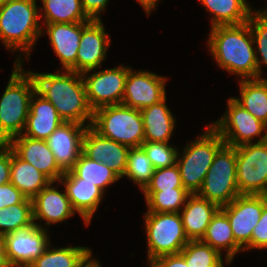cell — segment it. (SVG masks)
<instances>
[{
	"label": "cell",
	"instance_id": "11",
	"mask_svg": "<svg viewBox=\"0 0 267 267\" xmlns=\"http://www.w3.org/2000/svg\"><path fill=\"white\" fill-rule=\"evenodd\" d=\"M129 67L120 66L87 75L82 73L87 99L94 110L122 103ZM87 75V77H86Z\"/></svg>",
	"mask_w": 267,
	"mask_h": 267
},
{
	"label": "cell",
	"instance_id": "47",
	"mask_svg": "<svg viewBox=\"0 0 267 267\" xmlns=\"http://www.w3.org/2000/svg\"><path fill=\"white\" fill-rule=\"evenodd\" d=\"M260 11L261 10L257 11L256 13L267 15V8H266V10L264 9L263 11H261V12Z\"/></svg>",
	"mask_w": 267,
	"mask_h": 267
},
{
	"label": "cell",
	"instance_id": "37",
	"mask_svg": "<svg viewBox=\"0 0 267 267\" xmlns=\"http://www.w3.org/2000/svg\"><path fill=\"white\" fill-rule=\"evenodd\" d=\"M141 147L146 152L155 170L176 164L178 151L176 148L171 147L168 142L144 141Z\"/></svg>",
	"mask_w": 267,
	"mask_h": 267
},
{
	"label": "cell",
	"instance_id": "5",
	"mask_svg": "<svg viewBox=\"0 0 267 267\" xmlns=\"http://www.w3.org/2000/svg\"><path fill=\"white\" fill-rule=\"evenodd\" d=\"M91 127L100 135L130 148L141 147L144 142L141 111L123 104L94 110Z\"/></svg>",
	"mask_w": 267,
	"mask_h": 267
},
{
	"label": "cell",
	"instance_id": "36",
	"mask_svg": "<svg viewBox=\"0 0 267 267\" xmlns=\"http://www.w3.org/2000/svg\"><path fill=\"white\" fill-rule=\"evenodd\" d=\"M248 20V24L251 30L254 44L257 46L255 50L256 61L258 65V78H261V67L262 64L267 66V15L259 14L253 11ZM261 55L259 60L258 53Z\"/></svg>",
	"mask_w": 267,
	"mask_h": 267
},
{
	"label": "cell",
	"instance_id": "35",
	"mask_svg": "<svg viewBox=\"0 0 267 267\" xmlns=\"http://www.w3.org/2000/svg\"><path fill=\"white\" fill-rule=\"evenodd\" d=\"M154 171L155 169L142 147L130 148L124 176L139 184L143 190L150 182Z\"/></svg>",
	"mask_w": 267,
	"mask_h": 267
},
{
	"label": "cell",
	"instance_id": "45",
	"mask_svg": "<svg viewBox=\"0 0 267 267\" xmlns=\"http://www.w3.org/2000/svg\"><path fill=\"white\" fill-rule=\"evenodd\" d=\"M141 6L144 8V11L149 15L151 10H154L156 7L157 1L159 0H137Z\"/></svg>",
	"mask_w": 267,
	"mask_h": 267
},
{
	"label": "cell",
	"instance_id": "42",
	"mask_svg": "<svg viewBox=\"0 0 267 267\" xmlns=\"http://www.w3.org/2000/svg\"><path fill=\"white\" fill-rule=\"evenodd\" d=\"M149 265L150 267H188L185 258L180 253L157 257Z\"/></svg>",
	"mask_w": 267,
	"mask_h": 267
},
{
	"label": "cell",
	"instance_id": "48",
	"mask_svg": "<svg viewBox=\"0 0 267 267\" xmlns=\"http://www.w3.org/2000/svg\"><path fill=\"white\" fill-rule=\"evenodd\" d=\"M9 1H11V0H0V4L6 3V2H9Z\"/></svg>",
	"mask_w": 267,
	"mask_h": 267
},
{
	"label": "cell",
	"instance_id": "25",
	"mask_svg": "<svg viewBox=\"0 0 267 267\" xmlns=\"http://www.w3.org/2000/svg\"><path fill=\"white\" fill-rule=\"evenodd\" d=\"M10 183L33 199L51 180L30 163L22 160L11 148Z\"/></svg>",
	"mask_w": 267,
	"mask_h": 267
},
{
	"label": "cell",
	"instance_id": "23",
	"mask_svg": "<svg viewBox=\"0 0 267 267\" xmlns=\"http://www.w3.org/2000/svg\"><path fill=\"white\" fill-rule=\"evenodd\" d=\"M220 207L197 194H191L182 208L181 218L189 241L201 240Z\"/></svg>",
	"mask_w": 267,
	"mask_h": 267
},
{
	"label": "cell",
	"instance_id": "17",
	"mask_svg": "<svg viewBox=\"0 0 267 267\" xmlns=\"http://www.w3.org/2000/svg\"><path fill=\"white\" fill-rule=\"evenodd\" d=\"M110 45L101 20H91L83 29L77 54V73L89 74L100 67Z\"/></svg>",
	"mask_w": 267,
	"mask_h": 267
},
{
	"label": "cell",
	"instance_id": "14",
	"mask_svg": "<svg viewBox=\"0 0 267 267\" xmlns=\"http://www.w3.org/2000/svg\"><path fill=\"white\" fill-rule=\"evenodd\" d=\"M166 78L152 72H135L131 68L125 81L123 105L142 110L166 97Z\"/></svg>",
	"mask_w": 267,
	"mask_h": 267
},
{
	"label": "cell",
	"instance_id": "4",
	"mask_svg": "<svg viewBox=\"0 0 267 267\" xmlns=\"http://www.w3.org/2000/svg\"><path fill=\"white\" fill-rule=\"evenodd\" d=\"M36 0H11L0 4V39L11 51L27 56L43 33Z\"/></svg>",
	"mask_w": 267,
	"mask_h": 267
},
{
	"label": "cell",
	"instance_id": "26",
	"mask_svg": "<svg viewBox=\"0 0 267 267\" xmlns=\"http://www.w3.org/2000/svg\"><path fill=\"white\" fill-rule=\"evenodd\" d=\"M212 248L220 253L223 249L227 250L225 255V263H232L236 253L243 251V248L235 241L230 221L227 215L219 209L212 217L207 227L204 237L201 239Z\"/></svg>",
	"mask_w": 267,
	"mask_h": 267
},
{
	"label": "cell",
	"instance_id": "10",
	"mask_svg": "<svg viewBox=\"0 0 267 267\" xmlns=\"http://www.w3.org/2000/svg\"><path fill=\"white\" fill-rule=\"evenodd\" d=\"M224 116L210 126L222 137L226 145L237 147L252 143V139L267 132V125L255 118L233 97L228 99Z\"/></svg>",
	"mask_w": 267,
	"mask_h": 267
},
{
	"label": "cell",
	"instance_id": "8",
	"mask_svg": "<svg viewBox=\"0 0 267 267\" xmlns=\"http://www.w3.org/2000/svg\"><path fill=\"white\" fill-rule=\"evenodd\" d=\"M144 216L149 263L163 255L179 254L189 242L180 213L146 212Z\"/></svg>",
	"mask_w": 267,
	"mask_h": 267
},
{
	"label": "cell",
	"instance_id": "34",
	"mask_svg": "<svg viewBox=\"0 0 267 267\" xmlns=\"http://www.w3.org/2000/svg\"><path fill=\"white\" fill-rule=\"evenodd\" d=\"M180 254L188 267H223L222 254L202 240L189 241Z\"/></svg>",
	"mask_w": 267,
	"mask_h": 267
},
{
	"label": "cell",
	"instance_id": "21",
	"mask_svg": "<svg viewBox=\"0 0 267 267\" xmlns=\"http://www.w3.org/2000/svg\"><path fill=\"white\" fill-rule=\"evenodd\" d=\"M54 182H50L45 186L33 199V221L45 220L46 226L51 223H59L67 218L73 216L76 211L73 209L71 202L66 195V191L63 193L52 187Z\"/></svg>",
	"mask_w": 267,
	"mask_h": 267
},
{
	"label": "cell",
	"instance_id": "22",
	"mask_svg": "<svg viewBox=\"0 0 267 267\" xmlns=\"http://www.w3.org/2000/svg\"><path fill=\"white\" fill-rule=\"evenodd\" d=\"M63 122L51 102L35 91L30 99L25 133L22 135L36 140H46Z\"/></svg>",
	"mask_w": 267,
	"mask_h": 267
},
{
	"label": "cell",
	"instance_id": "43",
	"mask_svg": "<svg viewBox=\"0 0 267 267\" xmlns=\"http://www.w3.org/2000/svg\"><path fill=\"white\" fill-rule=\"evenodd\" d=\"M108 0H81L86 15L91 20H101L99 17L102 10H105Z\"/></svg>",
	"mask_w": 267,
	"mask_h": 267
},
{
	"label": "cell",
	"instance_id": "41",
	"mask_svg": "<svg viewBox=\"0 0 267 267\" xmlns=\"http://www.w3.org/2000/svg\"><path fill=\"white\" fill-rule=\"evenodd\" d=\"M11 147L7 143L0 144V186L10 182Z\"/></svg>",
	"mask_w": 267,
	"mask_h": 267
},
{
	"label": "cell",
	"instance_id": "13",
	"mask_svg": "<svg viewBox=\"0 0 267 267\" xmlns=\"http://www.w3.org/2000/svg\"><path fill=\"white\" fill-rule=\"evenodd\" d=\"M264 205L265 195H239L229 204L220 207L230 221L235 241L242 248L251 241Z\"/></svg>",
	"mask_w": 267,
	"mask_h": 267
},
{
	"label": "cell",
	"instance_id": "2",
	"mask_svg": "<svg viewBox=\"0 0 267 267\" xmlns=\"http://www.w3.org/2000/svg\"><path fill=\"white\" fill-rule=\"evenodd\" d=\"M208 44L220 68L237 74L242 80L258 78L254 41L248 22L212 27Z\"/></svg>",
	"mask_w": 267,
	"mask_h": 267
},
{
	"label": "cell",
	"instance_id": "28",
	"mask_svg": "<svg viewBox=\"0 0 267 267\" xmlns=\"http://www.w3.org/2000/svg\"><path fill=\"white\" fill-rule=\"evenodd\" d=\"M239 85L241 98L233 99L267 125V82L264 78L241 79Z\"/></svg>",
	"mask_w": 267,
	"mask_h": 267
},
{
	"label": "cell",
	"instance_id": "3",
	"mask_svg": "<svg viewBox=\"0 0 267 267\" xmlns=\"http://www.w3.org/2000/svg\"><path fill=\"white\" fill-rule=\"evenodd\" d=\"M22 58L15 61L7 87L0 99V144L8 143L24 131L30 99L36 91L32 74L22 69Z\"/></svg>",
	"mask_w": 267,
	"mask_h": 267
},
{
	"label": "cell",
	"instance_id": "38",
	"mask_svg": "<svg viewBox=\"0 0 267 267\" xmlns=\"http://www.w3.org/2000/svg\"><path fill=\"white\" fill-rule=\"evenodd\" d=\"M173 188H184L181 182L180 171L177 164L156 169L150 182L142 190L143 192H157L172 190Z\"/></svg>",
	"mask_w": 267,
	"mask_h": 267
},
{
	"label": "cell",
	"instance_id": "12",
	"mask_svg": "<svg viewBox=\"0 0 267 267\" xmlns=\"http://www.w3.org/2000/svg\"><path fill=\"white\" fill-rule=\"evenodd\" d=\"M46 228L33 223L4 236L7 257L14 267H28L50 246Z\"/></svg>",
	"mask_w": 267,
	"mask_h": 267
},
{
	"label": "cell",
	"instance_id": "49",
	"mask_svg": "<svg viewBox=\"0 0 267 267\" xmlns=\"http://www.w3.org/2000/svg\"><path fill=\"white\" fill-rule=\"evenodd\" d=\"M0 267H14L12 265H0Z\"/></svg>",
	"mask_w": 267,
	"mask_h": 267
},
{
	"label": "cell",
	"instance_id": "1",
	"mask_svg": "<svg viewBox=\"0 0 267 267\" xmlns=\"http://www.w3.org/2000/svg\"><path fill=\"white\" fill-rule=\"evenodd\" d=\"M36 92L51 102L64 122L91 126L93 109L90 107L85 84L80 73L66 70L65 73H34Z\"/></svg>",
	"mask_w": 267,
	"mask_h": 267
},
{
	"label": "cell",
	"instance_id": "39",
	"mask_svg": "<svg viewBox=\"0 0 267 267\" xmlns=\"http://www.w3.org/2000/svg\"><path fill=\"white\" fill-rule=\"evenodd\" d=\"M267 249V195H265V205L261 218L253 229L251 241L243 248L250 249Z\"/></svg>",
	"mask_w": 267,
	"mask_h": 267
},
{
	"label": "cell",
	"instance_id": "15",
	"mask_svg": "<svg viewBox=\"0 0 267 267\" xmlns=\"http://www.w3.org/2000/svg\"><path fill=\"white\" fill-rule=\"evenodd\" d=\"M87 126L88 121L86 125L63 122L46 139L58 167L64 173L74 168L82 153V139Z\"/></svg>",
	"mask_w": 267,
	"mask_h": 267
},
{
	"label": "cell",
	"instance_id": "6",
	"mask_svg": "<svg viewBox=\"0 0 267 267\" xmlns=\"http://www.w3.org/2000/svg\"><path fill=\"white\" fill-rule=\"evenodd\" d=\"M198 139L187 144L182 157L177 153L176 164L180 171L183 187L190 194L201 189L217 151L225 144L222 137L210 125ZM180 157V158H179Z\"/></svg>",
	"mask_w": 267,
	"mask_h": 267
},
{
	"label": "cell",
	"instance_id": "30",
	"mask_svg": "<svg viewBox=\"0 0 267 267\" xmlns=\"http://www.w3.org/2000/svg\"><path fill=\"white\" fill-rule=\"evenodd\" d=\"M89 247H65L49 249L28 267H81L92 256Z\"/></svg>",
	"mask_w": 267,
	"mask_h": 267
},
{
	"label": "cell",
	"instance_id": "31",
	"mask_svg": "<svg viewBox=\"0 0 267 267\" xmlns=\"http://www.w3.org/2000/svg\"><path fill=\"white\" fill-rule=\"evenodd\" d=\"M83 182H89L99 187L103 192L107 186L116 182L120 177L107 165L94 161L80 154L78 161L71 170Z\"/></svg>",
	"mask_w": 267,
	"mask_h": 267
},
{
	"label": "cell",
	"instance_id": "27",
	"mask_svg": "<svg viewBox=\"0 0 267 267\" xmlns=\"http://www.w3.org/2000/svg\"><path fill=\"white\" fill-rule=\"evenodd\" d=\"M213 14L211 28L215 26L240 25L248 22L252 9L246 0H200Z\"/></svg>",
	"mask_w": 267,
	"mask_h": 267
},
{
	"label": "cell",
	"instance_id": "16",
	"mask_svg": "<svg viewBox=\"0 0 267 267\" xmlns=\"http://www.w3.org/2000/svg\"><path fill=\"white\" fill-rule=\"evenodd\" d=\"M130 147L106 138L87 126L82 139V153L91 160L101 162L124 177Z\"/></svg>",
	"mask_w": 267,
	"mask_h": 267
},
{
	"label": "cell",
	"instance_id": "29",
	"mask_svg": "<svg viewBox=\"0 0 267 267\" xmlns=\"http://www.w3.org/2000/svg\"><path fill=\"white\" fill-rule=\"evenodd\" d=\"M45 24L52 23H81L91 19L83 10L81 0H41Z\"/></svg>",
	"mask_w": 267,
	"mask_h": 267
},
{
	"label": "cell",
	"instance_id": "33",
	"mask_svg": "<svg viewBox=\"0 0 267 267\" xmlns=\"http://www.w3.org/2000/svg\"><path fill=\"white\" fill-rule=\"evenodd\" d=\"M33 223L31 199L25 198L21 203L0 209L1 236L31 226Z\"/></svg>",
	"mask_w": 267,
	"mask_h": 267
},
{
	"label": "cell",
	"instance_id": "32",
	"mask_svg": "<svg viewBox=\"0 0 267 267\" xmlns=\"http://www.w3.org/2000/svg\"><path fill=\"white\" fill-rule=\"evenodd\" d=\"M148 206L147 212L179 213L191 195L185 188H173L157 192H143Z\"/></svg>",
	"mask_w": 267,
	"mask_h": 267
},
{
	"label": "cell",
	"instance_id": "44",
	"mask_svg": "<svg viewBox=\"0 0 267 267\" xmlns=\"http://www.w3.org/2000/svg\"><path fill=\"white\" fill-rule=\"evenodd\" d=\"M0 265H11L9 263L6 246H5V238L0 235Z\"/></svg>",
	"mask_w": 267,
	"mask_h": 267
},
{
	"label": "cell",
	"instance_id": "7",
	"mask_svg": "<svg viewBox=\"0 0 267 267\" xmlns=\"http://www.w3.org/2000/svg\"><path fill=\"white\" fill-rule=\"evenodd\" d=\"M198 196L219 207L240 195L236 175V148L224 144L216 153L204 178Z\"/></svg>",
	"mask_w": 267,
	"mask_h": 267
},
{
	"label": "cell",
	"instance_id": "46",
	"mask_svg": "<svg viewBox=\"0 0 267 267\" xmlns=\"http://www.w3.org/2000/svg\"><path fill=\"white\" fill-rule=\"evenodd\" d=\"M91 258L90 256L81 267H101L98 260Z\"/></svg>",
	"mask_w": 267,
	"mask_h": 267
},
{
	"label": "cell",
	"instance_id": "18",
	"mask_svg": "<svg viewBox=\"0 0 267 267\" xmlns=\"http://www.w3.org/2000/svg\"><path fill=\"white\" fill-rule=\"evenodd\" d=\"M7 144L22 160L33 165L52 182H58L64 174L46 140H36L21 134L13 137Z\"/></svg>",
	"mask_w": 267,
	"mask_h": 267
},
{
	"label": "cell",
	"instance_id": "24",
	"mask_svg": "<svg viewBox=\"0 0 267 267\" xmlns=\"http://www.w3.org/2000/svg\"><path fill=\"white\" fill-rule=\"evenodd\" d=\"M140 111L144 124V141L169 142L176 120L166 105V97Z\"/></svg>",
	"mask_w": 267,
	"mask_h": 267
},
{
	"label": "cell",
	"instance_id": "20",
	"mask_svg": "<svg viewBox=\"0 0 267 267\" xmlns=\"http://www.w3.org/2000/svg\"><path fill=\"white\" fill-rule=\"evenodd\" d=\"M63 183L73 209L79 213L88 225L97 210L104 192L89 182H83L72 171L65 172L59 179Z\"/></svg>",
	"mask_w": 267,
	"mask_h": 267
},
{
	"label": "cell",
	"instance_id": "19",
	"mask_svg": "<svg viewBox=\"0 0 267 267\" xmlns=\"http://www.w3.org/2000/svg\"><path fill=\"white\" fill-rule=\"evenodd\" d=\"M89 22L45 24L46 33L54 53L59 57L62 67L77 73V54L80 47L82 29Z\"/></svg>",
	"mask_w": 267,
	"mask_h": 267
},
{
	"label": "cell",
	"instance_id": "40",
	"mask_svg": "<svg viewBox=\"0 0 267 267\" xmlns=\"http://www.w3.org/2000/svg\"><path fill=\"white\" fill-rule=\"evenodd\" d=\"M25 198L10 182L0 186V209L21 203Z\"/></svg>",
	"mask_w": 267,
	"mask_h": 267
},
{
	"label": "cell",
	"instance_id": "9",
	"mask_svg": "<svg viewBox=\"0 0 267 267\" xmlns=\"http://www.w3.org/2000/svg\"><path fill=\"white\" fill-rule=\"evenodd\" d=\"M235 148L240 195H267V132L256 143Z\"/></svg>",
	"mask_w": 267,
	"mask_h": 267
}]
</instances>
